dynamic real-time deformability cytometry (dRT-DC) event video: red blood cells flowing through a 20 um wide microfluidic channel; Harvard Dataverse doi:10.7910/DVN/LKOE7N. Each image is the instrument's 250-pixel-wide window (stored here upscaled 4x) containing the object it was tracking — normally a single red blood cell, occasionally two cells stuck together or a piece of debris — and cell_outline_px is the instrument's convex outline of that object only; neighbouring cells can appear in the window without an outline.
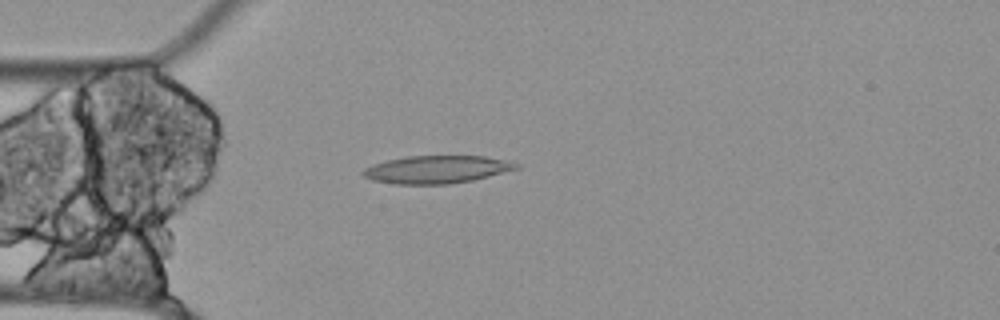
{"species": "Egyptian fruit bat (a non-hibernating species)", "species_latin": "Rousettus aegyptiacus", "temperature_condition": "cold", "stored_images_in_passage": 52, "camera_frame_rate_fps": 3000, "um_per_image_px": 0.085, "animal": {"sex": "female"}, "frame": {"image": 1, "passage_image": 11, "time_ms": 3.333, "image_size_px": [1000, 320], "cell_outline_px": [[520, 168], [472, 180], [448, 184], [392, 184], [372, 180], [364, 176], [360, 172], [364, 168], [372, 164], [404, 156], [484, 156], [508, 160], [520, 164]], "centroid_in_image_um": [37.1, 14.4], "position_along_channel_um": 47.9, "area_um2": 24.85}}
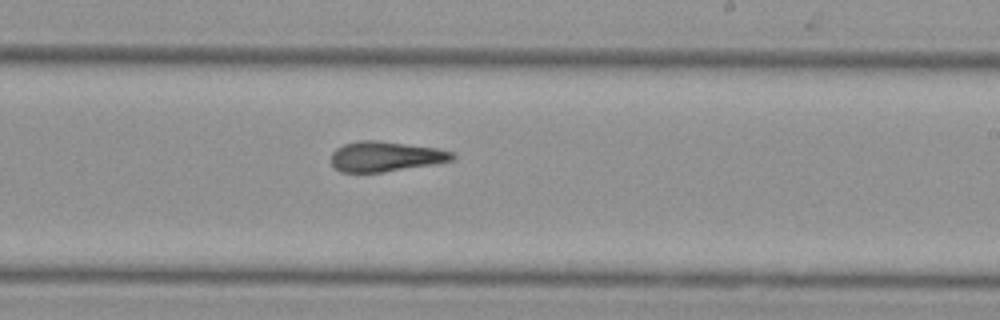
{"frame": {"image": 2, "passage_image": 29, "time_ms": 9.333, "image_size_px": [1000, 320], "cell_outline_px": [[456, 156], [452, 160], [432, 164], [384, 172], [340, 172], [332, 164], [332, 152], [336, 148], [344, 144], [360, 140], [376, 140], [436, 148], [452, 152]], "centroid_in_image_um": [32.74, 13.3], "position_along_channel_um": 256.3, "area_um2": 21.04}}
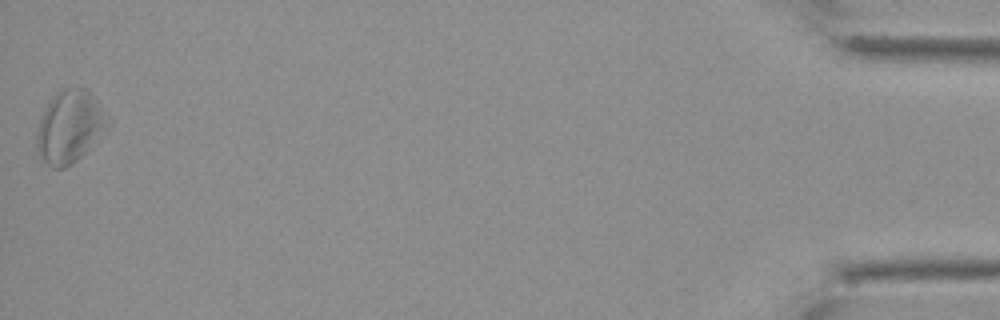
{"frame": {"image": 3, "passage_image": 52, "time_ms": 17.0, "image_size_px": [1000, 320], "cell_outline_px": [[112, 124], [72, 164], [64, 168], [52, 168], [40, 156], [36, 148], [36, 132], [40, 116], [44, 108], [52, 96], [60, 88], [88, 88], [112, 120]], "centroid_in_image_um": [5.93, 10.73], "position_along_channel_um": 429.3, "area_um2": 30.35}, "authors_computed_cell_mechanics": {"area_um2": 23.9003, "velocity_mm_per_s": 3.4801, "shape_relaxation_time_tau1_ms": null, "shape_relaxation_time_tau2_ms": 8.9133, "deformation_change_tau1": null, "deformation_change_tau2": 0.1907}}